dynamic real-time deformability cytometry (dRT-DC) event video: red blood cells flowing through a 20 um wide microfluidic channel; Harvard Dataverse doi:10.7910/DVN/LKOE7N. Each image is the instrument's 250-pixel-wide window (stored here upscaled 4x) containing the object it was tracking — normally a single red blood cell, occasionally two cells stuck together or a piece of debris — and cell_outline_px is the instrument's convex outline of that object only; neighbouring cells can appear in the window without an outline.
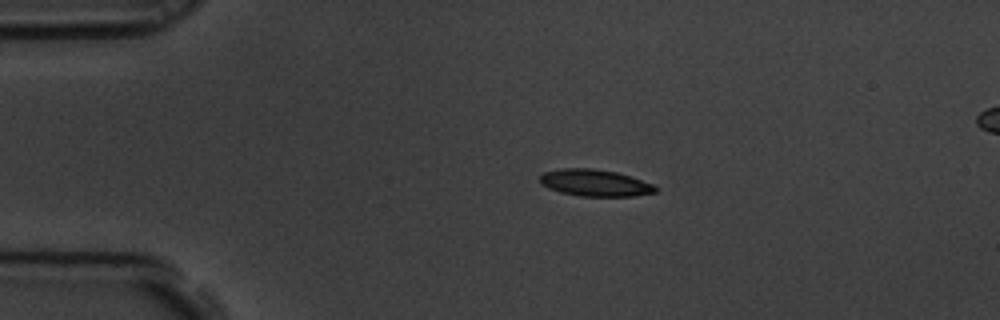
{"species": "common noctule bat (a hibernating species)", "species_latin": "Nyctalus noctula", "temperature_condition": "room temperature", "stored_images_in_passage": 48, "camera_frame_rate_fps": 3000, "um_per_image_px": 0.085, "animal": {"sex": "male", "body_mass_g": 19.5, "forearm_length_mm": 54.6}, "frame": {"image": 1, "passage_image": 1, "time_ms": 0.0, "image_size_px": [1000, 320], "cell_outline_px": [[656, 192], [636, 196], [580, 196], [560, 192], [548, 188], [540, 184], [540, 176], [544, 172], [560, 168], [592, 168], [616, 172], [652, 184], [656, 188]], "centroid_in_image_um": [50.52, 15.54], "position_along_channel_um": 34.5, "area_um2": 17.92}}
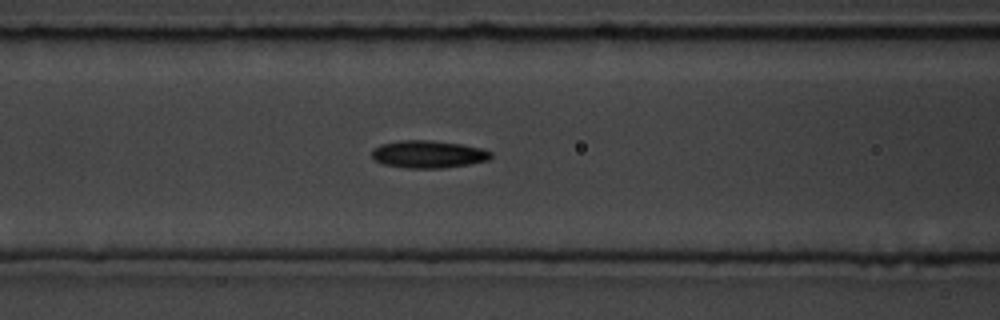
{"frame": {"image": 2, "passage_image": 13, "time_ms": 4.0, "image_size_px": [1000, 320], "cell_outline_px": [[492, 156], [488, 160], [468, 164], [440, 168], [408, 168], [384, 164], [376, 160], [372, 156], [372, 148], [380, 144], [400, 140], [432, 140], [460, 144], [480, 148], [492, 152]], "centroid_in_image_um": [36.38, 13.1], "position_along_channel_um": 130.2, "area_um2": 18.96}}
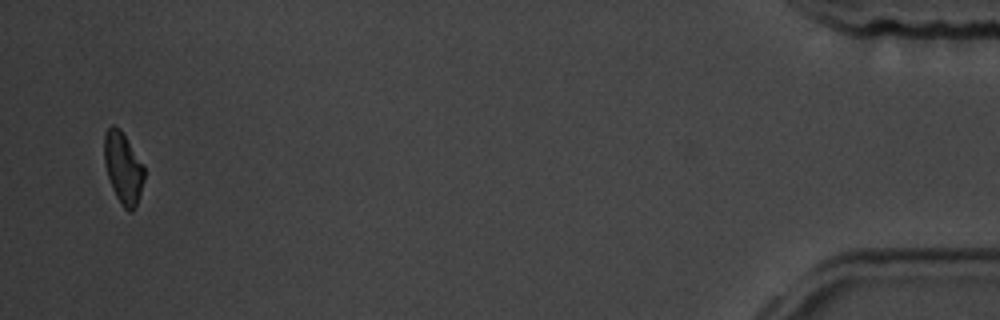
{"frame": {"image": 3, "passage_image": 46, "time_ms": 15.0, "image_size_px": [1000, 320], "cell_outline_px": [[144, 180], [136, 208], [132, 212], [128, 212], [120, 204], [112, 188], [104, 164], [104, 132], [112, 124], [120, 128], [144, 164]], "centroid_in_image_um": [10.47, 14.28], "position_along_channel_um": 424.7, "area_um2": 16.94}, "authors_computed_cell_mechanics": {"area_um2": 18.1203, "velocity_mm_per_s": 3.4656, "shape_relaxation_time_tau1_ms": 3.8636, "shape_relaxation_time_tau2_ms": null, "deformation_change_tau1": 0.1198, "deformation_change_tau2": null}}